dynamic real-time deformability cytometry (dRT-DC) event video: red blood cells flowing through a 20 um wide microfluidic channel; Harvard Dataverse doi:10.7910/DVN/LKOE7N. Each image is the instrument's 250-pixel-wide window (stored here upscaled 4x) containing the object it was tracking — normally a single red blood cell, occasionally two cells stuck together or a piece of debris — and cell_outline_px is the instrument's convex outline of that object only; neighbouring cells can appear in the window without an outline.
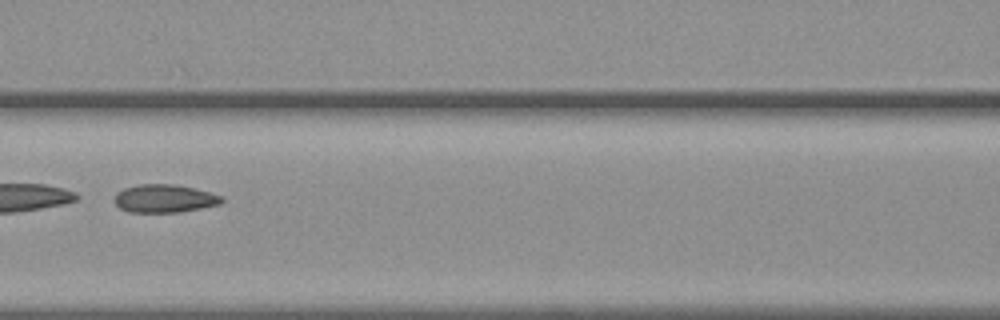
{"species": "common noctule bat (a hibernating species)", "species_latin": "Nyctalus noctula", "temperature_condition": "warm", "stored_images_in_passage": 49, "camera_frame_rate_fps": 3000, "um_per_image_px": 0.085, "animal": {"sex": "female", "body_mass_g": 19.3, "forearm_length_mm": 54.1}, "frame": {"image": 1, "passage_image": 19, "time_ms": 6.0, "image_size_px": [1000, 320], "cell_outline_px": [[224, 200], [220, 204], [180, 212], [128, 212], [120, 208], [112, 200], [116, 192], [124, 188], [140, 184], [176, 184], [196, 188], [224, 196]], "centroid_in_image_um": [13.97, 16.86], "position_along_channel_um": 152.6, "area_um2": 17.8}}
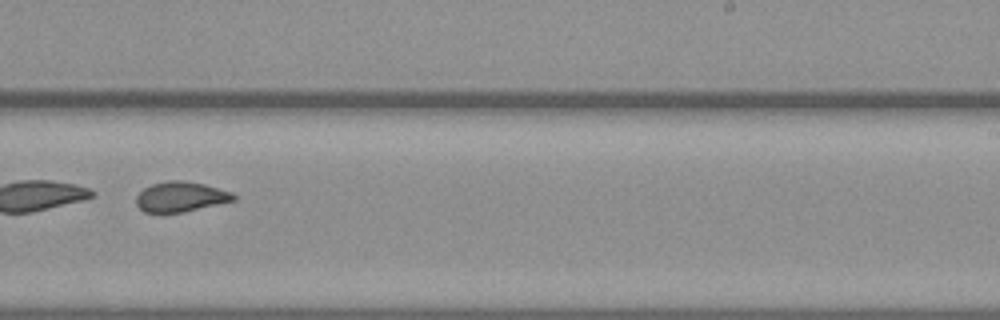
{"frame": {"image": 2, "passage_image": 29, "time_ms": 9.333, "image_size_px": [1000, 320], "cell_outline_px": [[236, 200], [184, 212], [144, 212], [136, 204], [136, 196], [144, 188], [152, 184], [168, 180], [184, 180], [204, 184], [232, 192], [236, 196]], "centroid_in_image_um": [15.37, 16.72], "position_along_channel_um": 273.6, "area_um2": 17.05}, "authors_computed_cell_mechanics": {"area_um2": 19.0162, "velocity_mm_per_s": 3.6466, "shape_relaxation_time_tau1_ms": null, "shape_relaxation_time_tau2_ms": 1.5468, "deformation_change_tau1": null, "deformation_change_tau2": 0.0773}}